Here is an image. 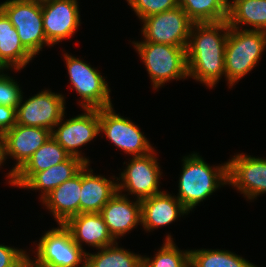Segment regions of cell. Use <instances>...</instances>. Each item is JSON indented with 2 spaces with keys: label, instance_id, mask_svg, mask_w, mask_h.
<instances>
[{
  "label": "cell",
  "instance_id": "5",
  "mask_svg": "<svg viewBox=\"0 0 266 267\" xmlns=\"http://www.w3.org/2000/svg\"><path fill=\"white\" fill-rule=\"evenodd\" d=\"M0 9L17 30L23 46L33 56L41 51L43 45L50 46L43 30L42 1L7 0L0 4Z\"/></svg>",
  "mask_w": 266,
  "mask_h": 267
},
{
  "label": "cell",
  "instance_id": "4",
  "mask_svg": "<svg viewBox=\"0 0 266 267\" xmlns=\"http://www.w3.org/2000/svg\"><path fill=\"white\" fill-rule=\"evenodd\" d=\"M133 44L147 68L155 89L169 80L188 77L186 48L145 41Z\"/></svg>",
  "mask_w": 266,
  "mask_h": 267
},
{
  "label": "cell",
  "instance_id": "24",
  "mask_svg": "<svg viewBox=\"0 0 266 267\" xmlns=\"http://www.w3.org/2000/svg\"><path fill=\"white\" fill-rule=\"evenodd\" d=\"M227 21L233 28L239 29L243 24L251 25L253 30L266 31V0L229 1Z\"/></svg>",
  "mask_w": 266,
  "mask_h": 267
},
{
  "label": "cell",
  "instance_id": "20",
  "mask_svg": "<svg viewBox=\"0 0 266 267\" xmlns=\"http://www.w3.org/2000/svg\"><path fill=\"white\" fill-rule=\"evenodd\" d=\"M81 171L53 189L42 201L58 224L80 214Z\"/></svg>",
  "mask_w": 266,
  "mask_h": 267
},
{
  "label": "cell",
  "instance_id": "25",
  "mask_svg": "<svg viewBox=\"0 0 266 267\" xmlns=\"http://www.w3.org/2000/svg\"><path fill=\"white\" fill-rule=\"evenodd\" d=\"M228 0H178L179 6L194 23L226 21Z\"/></svg>",
  "mask_w": 266,
  "mask_h": 267
},
{
  "label": "cell",
  "instance_id": "7",
  "mask_svg": "<svg viewBox=\"0 0 266 267\" xmlns=\"http://www.w3.org/2000/svg\"><path fill=\"white\" fill-rule=\"evenodd\" d=\"M64 58L72 87L82 98V108L100 109L112 106L110 89L98 70L69 54H65Z\"/></svg>",
  "mask_w": 266,
  "mask_h": 267
},
{
  "label": "cell",
  "instance_id": "33",
  "mask_svg": "<svg viewBox=\"0 0 266 267\" xmlns=\"http://www.w3.org/2000/svg\"><path fill=\"white\" fill-rule=\"evenodd\" d=\"M5 145L2 135H0V165L6 160L5 159Z\"/></svg>",
  "mask_w": 266,
  "mask_h": 267
},
{
  "label": "cell",
  "instance_id": "18",
  "mask_svg": "<svg viewBox=\"0 0 266 267\" xmlns=\"http://www.w3.org/2000/svg\"><path fill=\"white\" fill-rule=\"evenodd\" d=\"M188 212L177 197L163 191L141 200V225L150 231L166 226Z\"/></svg>",
  "mask_w": 266,
  "mask_h": 267
},
{
  "label": "cell",
  "instance_id": "9",
  "mask_svg": "<svg viewBox=\"0 0 266 267\" xmlns=\"http://www.w3.org/2000/svg\"><path fill=\"white\" fill-rule=\"evenodd\" d=\"M99 128L106 137L127 154L144 156L154 149L131 120L115 114L112 106L99 109Z\"/></svg>",
  "mask_w": 266,
  "mask_h": 267
},
{
  "label": "cell",
  "instance_id": "22",
  "mask_svg": "<svg viewBox=\"0 0 266 267\" xmlns=\"http://www.w3.org/2000/svg\"><path fill=\"white\" fill-rule=\"evenodd\" d=\"M34 56L23 46L17 30L9 18L0 9V70L11 67L20 70L24 68Z\"/></svg>",
  "mask_w": 266,
  "mask_h": 267
},
{
  "label": "cell",
  "instance_id": "13",
  "mask_svg": "<svg viewBox=\"0 0 266 267\" xmlns=\"http://www.w3.org/2000/svg\"><path fill=\"white\" fill-rule=\"evenodd\" d=\"M2 137L5 145V157L10 155L16 160V165L7 176L10 180L9 183L15 186V172L51 138V131L47 128L15 124Z\"/></svg>",
  "mask_w": 266,
  "mask_h": 267
},
{
  "label": "cell",
  "instance_id": "17",
  "mask_svg": "<svg viewBox=\"0 0 266 267\" xmlns=\"http://www.w3.org/2000/svg\"><path fill=\"white\" fill-rule=\"evenodd\" d=\"M64 226L80 248H83L82 242L97 249L116 243L100 213H80L69 218Z\"/></svg>",
  "mask_w": 266,
  "mask_h": 267
},
{
  "label": "cell",
  "instance_id": "26",
  "mask_svg": "<svg viewBox=\"0 0 266 267\" xmlns=\"http://www.w3.org/2000/svg\"><path fill=\"white\" fill-rule=\"evenodd\" d=\"M100 250L95 254L89 252L86 254V267H142L143 265V256L119 248L117 242Z\"/></svg>",
  "mask_w": 266,
  "mask_h": 267
},
{
  "label": "cell",
  "instance_id": "34",
  "mask_svg": "<svg viewBox=\"0 0 266 267\" xmlns=\"http://www.w3.org/2000/svg\"><path fill=\"white\" fill-rule=\"evenodd\" d=\"M23 267H40L37 264H35L34 262L31 261L30 257H28L26 259V261L24 262Z\"/></svg>",
  "mask_w": 266,
  "mask_h": 267
},
{
  "label": "cell",
  "instance_id": "3",
  "mask_svg": "<svg viewBox=\"0 0 266 267\" xmlns=\"http://www.w3.org/2000/svg\"><path fill=\"white\" fill-rule=\"evenodd\" d=\"M266 47V31L230 27L225 46V77L232 87L259 62Z\"/></svg>",
  "mask_w": 266,
  "mask_h": 267
},
{
  "label": "cell",
  "instance_id": "11",
  "mask_svg": "<svg viewBox=\"0 0 266 267\" xmlns=\"http://www.w3.org/2000/svg\"><path fill=\"white\" fill-rule=\"evenodd\" d=\"M84 111V114L67 121H63V116L55 125L58 129L55 130L54 128L51 131V137L57 141L70 156L79 157L89 164V159L82 157L78 148L99 135V109H84Z\"/></svg>",
  "mask_w": 266,
  "mask_h": 267
},
{
  "label": "cell",
  "instance_id": "2",
  "mask_svg": "<svg viewBox=\"0 0 266 267\" xmlns=\"http://www.w3.org/2000/svg\"><path fill=\"white\" fill-rule=\"evenodd\" d=\"M182 161L177 198L190 212L219 186L228 184V162L212 168L198 153H192Z\"/></svg>",
  "mask_w": 266,
  "mask_h": 267
},
{
  "label": "cell",
  "instance_id": "31",
  "mask_svg": "<svg viewBox=\"0 0 266 267\" xmlns=\"http://www.w3.org/2000/svg\"><path fill=\"white\" fill-rule=\"evenodd\" d=\"M28 257L24 250L0 245V267H23Z\"/></svg>",
  "mask_w": 266,
  "mask_h": 267
},
{
  "label": "cell",
  "instance_id": "29",
  "mask_svg": "<svg viewBox=\"0 0 266 267\" xmlns=\"http://www.w3.org/2000/svg\"><path fill=\"white\" fill-rule=\"evenodd\" d=\"M127 2L141 20L179 6L178 0H127Z\"/></svg>",
  "mask_w": 266,
  "mask_h": 267
},
{
  "label": "cell",
  "instance_id": "21",
  "mask_svg": "<svg viewBox=\"0 0 266 267\" xmlns=\"http://www.w3.org/2000/svg\"><path fill=\"white\" fill-rule=\"evenodd\" d=\"M87 163L76 156H70L64 162L46 170L34 173L21 187L40 190L43 200L53 189L77 175Z\"/></svg>",
  "mask_w": 266,
  "mask_h": 267
},
{
  "label": "cell",
  "instance_id": "1",
  "mask_svg": "<svg viewBox=\"0 0 266 267\" xmlns=\"http://www.w3.org/2000/svg\"><path fill=\"white\" fill-rule=\"evenodd\" d=\"M229 29L227 20L192 25L186 47L188 77L212 88L225 75V46Z\"/></svg>",
  "mask_w": 266,
  "mask_h": 267
},
{
  "label": "cell",
  "instance_id": "32",
  "mask_svg": "<svg viewBox=\"0 0 266 267\" xmlns=\"http://www.w3.org/2000/svg\"><path fill=\"white\" fill-rule=\"evenodd\" d=\"M16 124V109L0 105V135L10 130Z\"/></svg>",
  "mask_w": 266,
  "mask_h": 267
},
{
  "label": "cell",
  "instance_id": "28",
  "mask_svg": "<svg viewBox=\"0 0 266 267\" xmlns=\"http://www.w3.org/2000/svg\"><path fill=\"white\" fill-rule=\"evenodd\" d=\"M175 245L168 235L153 260L143 257L142 267H190V251H181Z\"/></svg>",
  "mask_w": 266,
  "mask_h": 267
},
{
  "label": "cell",
  "instance_id": "30",
  "mask_svg": "<svg viewBox=\"0 0 266 267\" xmlns=\"http://www.w3.org/2000/svg\"><path fill=\"white\" fill-rule=\"evenodd\" d=\"M0 70V105H6L9 107L17 108L20 104L22 97V90L19 88V85L13 78L10 76L1 74Z\"/></svg>",
  "mask_w": 266,
  "mask_h": 267
},
{
  "label": "cell",
  "instance_id": "6",
  "mask_svg": "<svg viewBox=\"0 0 266 267\" xmlns=\"http://www.w3.org/2000/svg\"><path fill=\"white\" fill-rule=\"evenodd\" d=\"M37 258L31 260L40 267H86V254L72 239L70 231L59 227L47 231L40 239L36 249Z\"/></svg>",
  "mask_w": 266,
  "mask_h": 267
},
{
  "label": "cell",
  "instance_id": "12",
  "mask_svg": "<svg viewBox=\"0 0 266 267\" xmlns=\"http://www.w3.org/2000/svg\"><path fill=\"white\" fill-rule=\"evenodd\" d=\"M154 152L132 157L119 177L123 183L117 184V192L125 189L135 194L140 201L162 192L158 189L162 172Z\"/></svg>",
  "mask_w": 266,
  "mask_h": 267
},
{
  "label": "cell",
  "instance_id": "16",
  "mask_svg": "<svg viewBox=\"0 0 266 267\" xmlns=\"http://www.w3.org/2000/svg\"><path fill=\"white\" fill-rule=\"evenodd\" d=\"M125 196L126 194L116 192L100 212L115 241L135 228L138 223L141 224V201L136 200L133 203Z\"/></svg>",
  "mask_w": 266,
  "mask_h": 267
},
{
  "label": "cell",
  "instance_id": "8",
  "mask_svg": "<svg viewBox=\"0 0 266 267\" xmlns=\"http://www.w3.org/2000/svg\"><path fill=\"white\" fill-rule=\"evenodd\" d=\"M145 42L186 48L194 22L178 6L142 19Z\"/></svg>",
  "mask_w": 266,
  "mask_h": 267
},
{
  "label": "cell",
  "instance_id": "10",
  "mask_svg": "<svg viewBox=\"0 0 266 267\" xmlns=\"http://www.w3.org/2000/svg\"><path fill=\"white\" fill-rule=\"evenodd\" d=\"M22 99L23 96L16 108V124L52 131L65 114V100L61 94L43 90L26 101Z\"/></svg>",
  "mask_w": 266,
  "mask_h": 267
},
{
  "label": "cell",
  "instance_id": "23",
  "mask_svg": "<svg viewBox=\"0 0 266 267\" xmlns=\"http://www.w3.org/2000/svg\"><path fill=\"white\" fill-rule=\"evenodd\" d=\"M69 157V153L51 137L15 172V186L21 188L34 173L60 164Z\"/></svg>",
  "mask_w": 266,
  "mask_h": 267
},
{
  "label": "cell",
  "instance_id": "15",
  "mask_svg": "<svg viewBox=\"0 0 266 267\" xmlns=\"http://www.w3.org/2000/svg\"><path fill=\"white\" fill-rule=\"evenodd\" d=\"M228 184L247 199L266 192V159L237 154L228 161Z\"/></svg>",
  "mask_w": 266,
  "mask_h": 267
},
{
  "label": "cell",
  "instance_id": "19",
  "mask_svg": "<svg viewBox=\"0 0 266 267\" xmlns=\"http://www.w3.org/2000/svg\"><path fill=\"white\" fill-rule=\"evenodd\" d=\"M89 165L86 164L81 170L80 213H100L117 192L119 182L94 175L93 170L88 169Z\"/></svg>",
  "mask_w": 266,
  "mask_h": 267
},
{
  "label": "cell",
  "instance_id": "14",
  "mask_svg": "<svg viewBox=\"0 0 266 267\" xmlns=\"http://www.w3.org/2000/svg\"><path fill=\"white\" fill-rule=\"evenodd\" d=\"M43 30L50 45L72 37L80 25L77 0H43Z\"/></svg>",
  "mask_w": 266,
  "mask_h": 267
},
{
  "label": "cell",
  "instance_id": "27",
  "mask_svg": "<svg viewBox=\"0 0 266 267\" xmlns=\"http://www.w3.org/2000/svg\"><path fill=\"white\" fill-rule=\"evenodd\" d=\"M190 267H257L228 250H190Z\"/></svg>",
  "mask_w": 266,
  "mask_h": 267
}]
</instances>
